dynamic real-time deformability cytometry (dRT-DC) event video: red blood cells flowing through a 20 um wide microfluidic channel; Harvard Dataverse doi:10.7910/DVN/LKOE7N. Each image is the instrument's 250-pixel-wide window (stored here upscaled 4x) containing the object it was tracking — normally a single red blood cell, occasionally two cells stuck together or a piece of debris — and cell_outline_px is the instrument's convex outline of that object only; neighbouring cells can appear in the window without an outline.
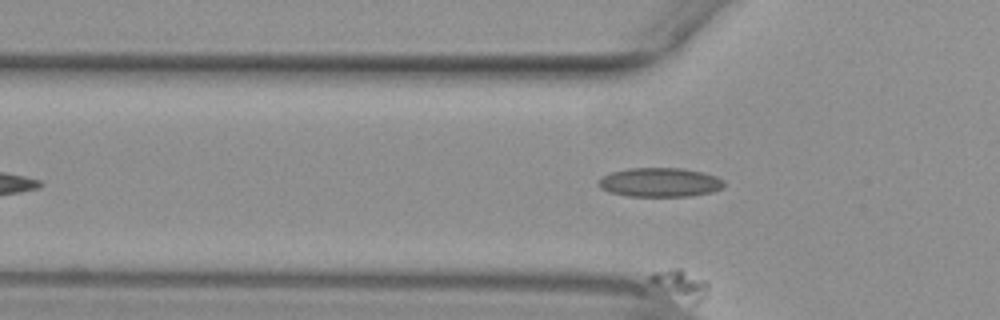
{"species": "common noctule bat (a hibernating species)", "species_latin": "Nyctalus noctula", "temperature_condition": "warm", "stored_images_in_passage": 46, "camera_frame_rate_fps": 3000, "um_per_image_px": 0.085, "animal": {"sex": "female", "body_mass_g": 29.2, "forearm_length_mm": 56.3}, "frame": {"image": 1, "passage_image": 7, "time_ms": 2.0, "image_size_px": [1000, 320], "cell_outline_px": [[708, 296], [696, 304], [692, 304], [652, 284], [648, 280], [648, 276], [652, 272], [672, 268], [680, 268], [708, 280]], "centroid_in_image_um": [57.89, 24.16], "position_along_channel_um": 67.9, "area_um2": 10.06}}